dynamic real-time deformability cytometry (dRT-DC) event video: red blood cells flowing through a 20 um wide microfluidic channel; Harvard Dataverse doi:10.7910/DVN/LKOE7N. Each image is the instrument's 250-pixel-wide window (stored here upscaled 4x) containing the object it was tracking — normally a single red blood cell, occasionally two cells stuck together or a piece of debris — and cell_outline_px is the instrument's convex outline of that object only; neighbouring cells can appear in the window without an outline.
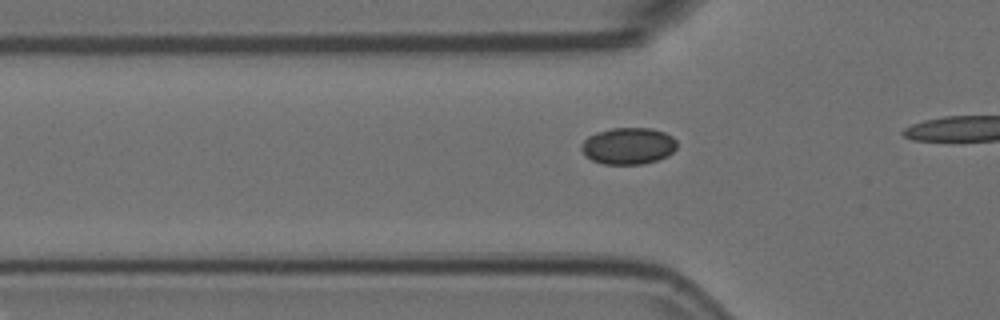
{"species": "Egyptian fruit bat (a non-hibernating species)", "species_latin": "Rousettus aegyptiacus", "temperature_condition": "room temperature", "stored_images_in_passage": 11, "camera_frame_rate_fps": 3000, "um_per_image_px": 0.085, "animal": {"sex": "female"}, "frame": {"image": 1, "passage_image": 5, "time_ms": 1.333, "image_size_px": [1000, 320], "cell_outline_px": [[676, 148], [668, 156], [644, 164], [604, 164], [592, 160], [584, 156], [580, 148], [580, 144], [588, 136], [596, 132], [612, 128], [652, 128], [664, 132], [672, 136], [676, 140]], "centroid_in_image_um": [53.38, 12.4], "position_along_channel_um": 72.4, "area_um2": 20.63}}
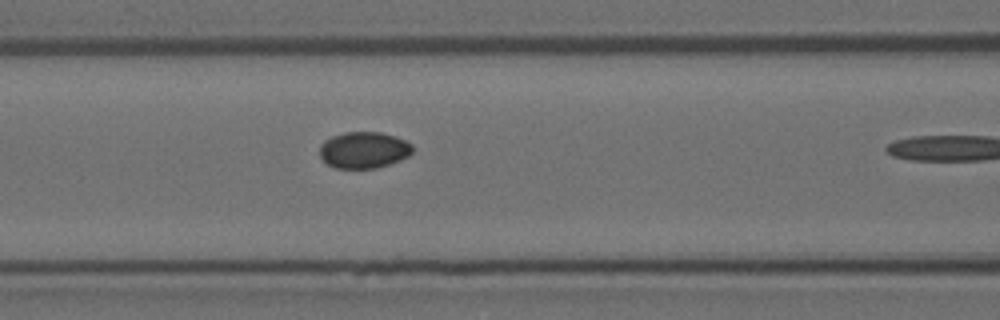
{"frame": {"image": 2, "passage_image": 10, "time_ms": 3.0, "image_size_px": [1000, 320], "cell_outline_px": [[412, 152], [408, 156], [400, 160], [376, 168], [336, 168], [328, 164], [320, 156], [320, 144], [324, 140], [332, 136], [344, 132], [380, 132], [396, 136], [412, 144]], "centroid_in_image_um": [30.92, 12.74], "position_along_channel_um": 135.7, "area_um2": 19.71}}